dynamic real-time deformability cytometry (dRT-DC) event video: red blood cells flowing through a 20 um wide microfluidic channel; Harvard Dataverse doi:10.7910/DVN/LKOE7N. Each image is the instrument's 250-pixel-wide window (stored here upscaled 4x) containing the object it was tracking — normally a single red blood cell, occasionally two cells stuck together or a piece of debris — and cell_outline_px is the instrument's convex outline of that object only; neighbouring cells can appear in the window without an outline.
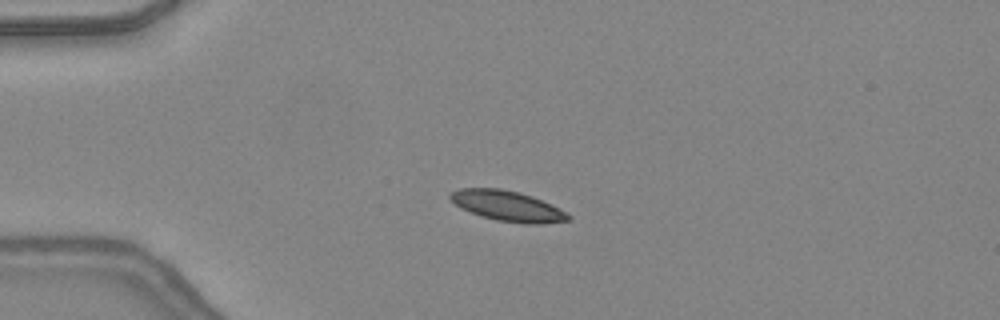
{"species": "common noctule bat (a hibernating species)", "species_latin": "Nyctalus noctula", "temperature_condition": "warm", "stored_images_in_passage": 36, "camera_frame_rate_fps": 3000, "um_per_image_px": 0.085, "animal": {"sex": "female", "body_mass_g": 24.6, "forearm_length_mm": 56.2}, "frame": {"image": 1, "passage_image": 1, "time_ms": 0.0, "image_size_px": [1000, 320], "cell_outline_px": [[572, 216], [568, 220], [540, 224], [524, 224], [496, 220], [480, 216], [460, 208], [448, 196], [452, 192], [460, 188], [500, 188], [520, 192], [532, 196]], "centroid_in_image_um": [43.09, 17.51], "position_along_channel_um": 41.9, "area_um2": 20.63}}
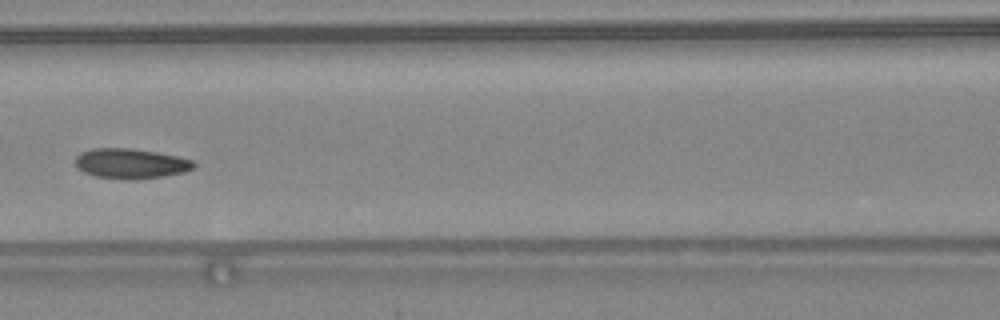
{"frame": {"image": 2, "passage_image": 11, "time_ms": 3.333, "image_size_px": [1000, 320], "cell_outline_px": [[196, 164], [192, 168], [184, 172], [164, 176], [128, 180], [124, 180], [96, 176], [84, 172], [76, 168], [76, 156], [80, 152], [92, 148], [128, 148], [156, 152], [176, 156], [192, 160]], "centroid_in_image_um": [11.07, 13.9], "position_along_channel_um": 155.5, "area_um2": 20.69}}
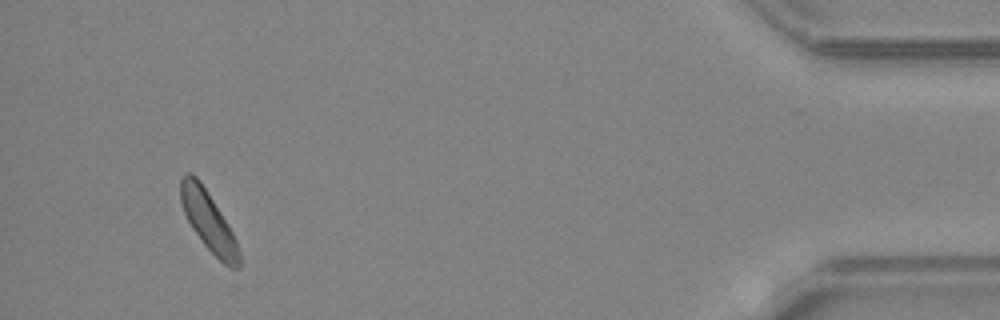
{"frame": {"image": 3, "passage_image": 34, "time_ms": 11.0, "image_size_px": [1000, 320], "cell_outline_px": [[240, 264], [236, 268], [232, 268], [224, 264], [204, 244], [192, 228], [184, 212], [180, 200], [180, 180], [184, 172], [192, 172], [200, 180], [228, 224], [236, 240], [240, 256]], "centroid_in_image_um": [17.69, 18.74], "position_along_channel_um": 417.5, "area_um2": 20.0}, "authors_computed_cell_mechanics": {"area_um2": 20.519, "velocity_mm_per_s": 4.3432, "shape_relaxation_time_tau1_ms": 2.162, "shape_relaxation_time_tau2_ms": 7.6074, "deformation_change_tau1": 0.0704, "deformation_change_tau2": 0.1568}}